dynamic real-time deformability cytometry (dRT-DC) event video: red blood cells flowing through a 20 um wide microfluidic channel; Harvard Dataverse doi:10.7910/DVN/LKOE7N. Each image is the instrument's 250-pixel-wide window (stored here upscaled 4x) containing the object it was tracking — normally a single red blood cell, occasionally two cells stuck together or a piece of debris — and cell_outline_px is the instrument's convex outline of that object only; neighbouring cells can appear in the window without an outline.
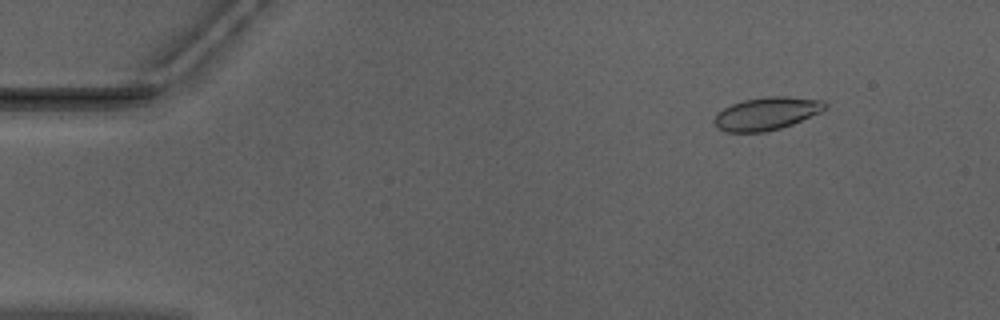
{"species": "Egyptian fruit bat (a non-hibernating species)", "species_latin": "Rousettus aegyptiacus", "temperature_condition": "warm", "stored_images_in_passage": 15, "camera_frame_rate_fps": 3000, "um_per_image_px": 0.085, "animal": {"sex": "male"}, "frame": {"image": 1, "passage_image": 6, "time_ms": 1.667, "image_size_px": [1000, 320], "cell_outline_px": [[828, 108], [820, 112], [792, 124], [780, 128], [764, 132], [724, 132], [716, 128], [712, 120], [724, 108], [732, 104], [744, 100], [768, 96], [788, 96], [824, 100], [828, 104]], "centroid_in_image_um": [65.17, 9.65], "position_along_channel_um": 19.8, "area_um2": 21.27}}